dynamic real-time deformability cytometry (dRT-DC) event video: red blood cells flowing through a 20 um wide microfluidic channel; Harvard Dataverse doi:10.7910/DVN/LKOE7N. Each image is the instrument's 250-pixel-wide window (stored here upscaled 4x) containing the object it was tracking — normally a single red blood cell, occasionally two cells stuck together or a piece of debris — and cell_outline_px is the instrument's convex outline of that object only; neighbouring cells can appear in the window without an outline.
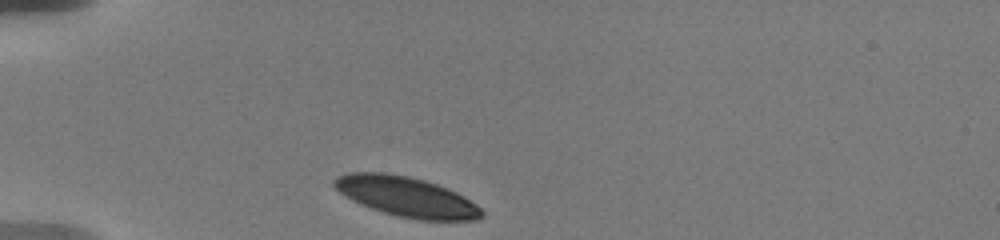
{"species": "human", "species_latin": "Homo sapiens", "temperature_condition": "warm", "stored_images_in_passage": 40, "camera_frame_rate_fps": 3000, "um_per_image_px": 0.085, "donor": {"sex": "male"}, "frame": {"image": 1, "passage_image": 1, "time_ms": 0.0, "image_size_px": [1000, 240], "cell_outline_px": [[484, 216], [476, 220], [416, 220], [396, 216], [372, 208], [352, 200], [340, 192], [332, 184], [332, 180], [336, 176], [348, 172], [384, 172], [408, 176], [424, 180], [436, 184], [456, 192], [476, 204], [484, 212]], "centroid_in_image_um": [34.54, 16.72], "position_along_channel_um": 50.5, "area_um2": 34.28}}
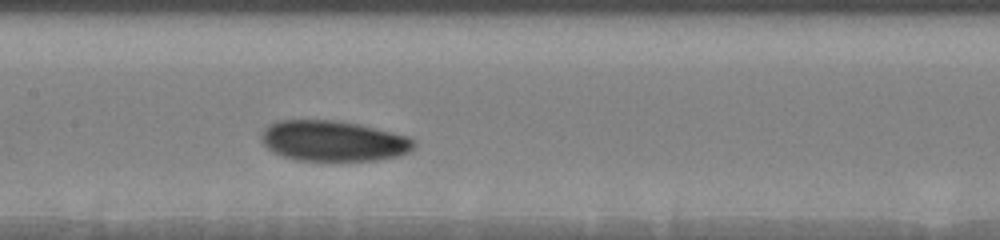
{"frame": {"image": 2, "passage_image": 22, "time_ms": 4.333, "image_size_px": [1000, 240], "cell_outline_px": [[416, 144], [408, 152], [396, 156], [376, 160], [296, 160], [272, 152], [260, 140], [260, 132], [268, 124], [276, 120], [336, 120], [360, 124], [408, 136], [416, 140]], "centroid_in_image_um": [28.29, 11.96], "position_along_channel_um": 179.1, "area_um2": 36.24}}
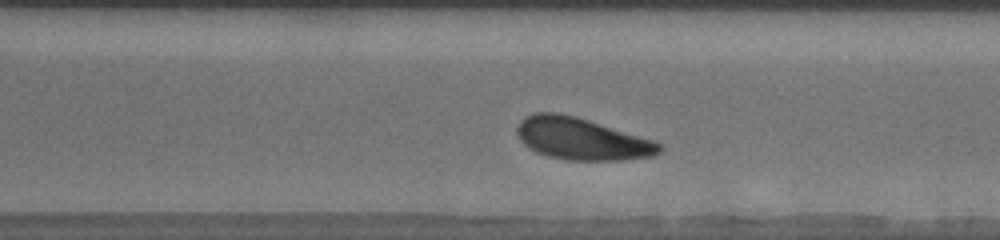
{"frame": {"image": 3, "passage_image": 35, "time_ms": 8.333, "image_size_px": [1000, 240], "cell_outline_px": [[664, 148], [660, 152], [652, 156], [620, 160], [568, 160], [548, 156], [536, 152], [524, 144], [520, 140], [516, 132], [516, 128], [520, 120], [524, 116], [536, 112], [560, 112], [576, 116], [652, 140], [660, 144]], "centroid_in_image_um": [49.39, 11.79], "position_along_channel_um": 321.2, "area_um2": 34.74}}